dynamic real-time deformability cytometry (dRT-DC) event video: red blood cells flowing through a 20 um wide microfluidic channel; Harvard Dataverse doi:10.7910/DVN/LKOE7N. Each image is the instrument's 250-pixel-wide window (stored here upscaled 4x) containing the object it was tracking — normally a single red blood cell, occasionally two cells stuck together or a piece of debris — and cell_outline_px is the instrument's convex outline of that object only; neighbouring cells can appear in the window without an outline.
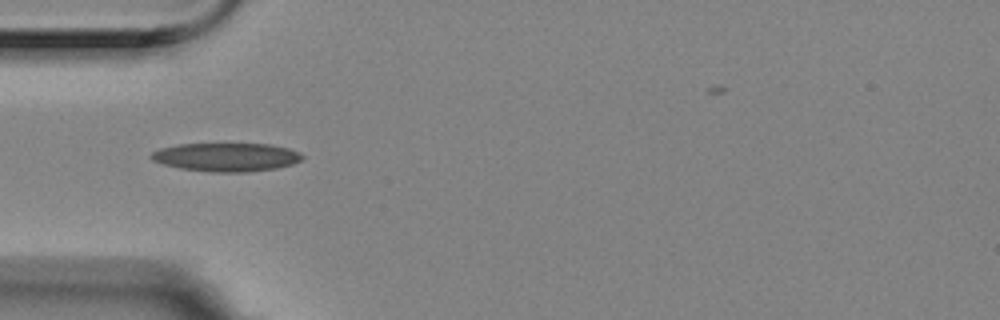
{"species": "Egyptian fruit bat (a non-hibernating species)", "species_latin": "Rousettus aegyptiacus", "temperature_condition": "room temperature", "stored_images_in_passage": 7, "camera_frame_rate_fps": 3000, "um_per_image_px": 0.085, "animal": {"sex": "female"}, "frame": {"image": 1, "passage_image": 5, "time_ms": 1.333, "image_size_px": [1000, 320], "cell_outline_px": [[304, 156], [300, 160], [292, 164], [276, 168], [248, 172], [208, 172], [180, 168], [164, 164], [152, 160], [148, 156], [152, 152], [160, 148], [180, 144], [268, 144], [288, 148], [300, 152]], "centroid_in_image_um": [19.22, 13.36], "position_along_channel_um": 65.8, "area_um2": 25.09}}
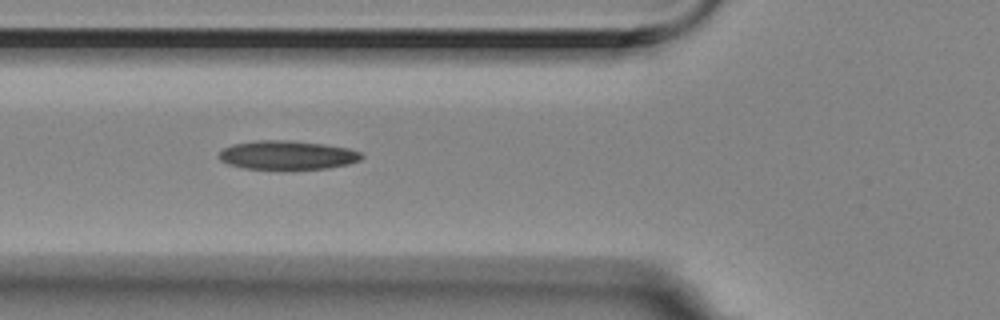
{"frame": {"image": 2, "passage_image": 6, "time_ms": 1.667, "image_size_px": [1000, 320], "cell_outline_px": [[364, 156], [360, 160], [348, 164], [328, 168], [292, 172], [244, 168], [228, 164], [220, 160], [220, 152], [224, 148], [232, 144], [260, 140], [288, 140], [324, 144], [348, 148], [360, 152]], "centroid_in_image_um": [24.44, 13.23], "position_along_channel_um": 101.4, "area_um2": 24.8}}
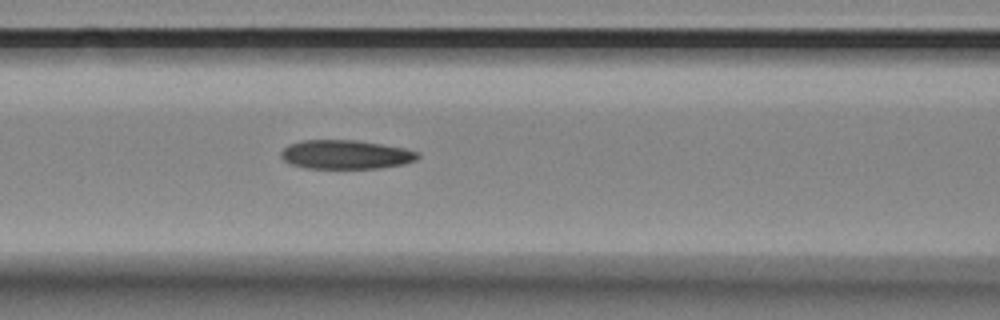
{"frame": {"image": 3, "passage_image": 7, "time_ms": 2.0, "image_size_px": [1000, 320], "cell_outline_px": [[420, 156], [416, 160], [400, 164], [376, 168], [304, 168], [288, 164], [280, 156], [280, 152], [288, 144], [304, 140], [356, 140], [404, 148], [420, 152]], "centroid_in_image_um": [29.34, 13.13], "position_along_channel_um": 137.3, "area_um2": 23.06}}